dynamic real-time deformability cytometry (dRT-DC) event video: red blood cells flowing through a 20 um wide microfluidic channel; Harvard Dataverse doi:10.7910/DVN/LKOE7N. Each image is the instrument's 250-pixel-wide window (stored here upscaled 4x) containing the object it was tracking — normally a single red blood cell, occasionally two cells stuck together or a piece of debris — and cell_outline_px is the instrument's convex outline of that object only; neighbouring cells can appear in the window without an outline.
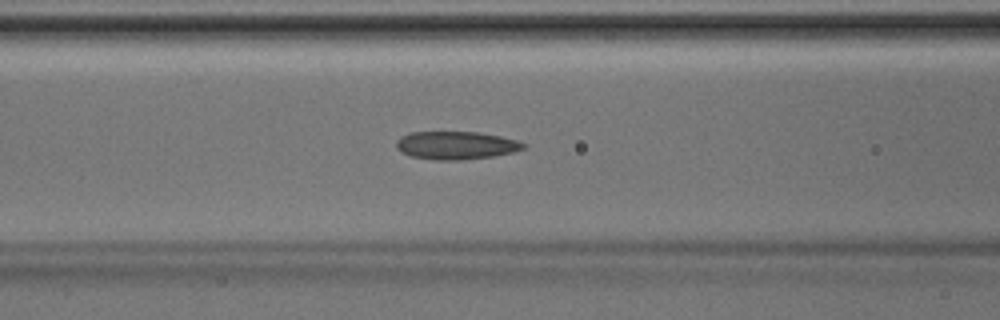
{"species": "Egyptian fruit bat (a non-hibernating species)", "species_latin": "Rousettus aegyptiacus", "temperature_condition": "room temperature", "stored_images_in_passage": 46, "camera_frame_rate_fps": 3000, "um_per_image_px": 0.085, "animal": {"sex": "male"}, "frame": {"image": 1, "passage_image": 18, "time_ms": 5.667, "image_size_px": [1000, 320], "cell_outline_px": [[528, 144], [524, 148], [512, 152], [496, 156], [460, 160], [436, 160], [408, 156], [400, 152], [396, 148], [396, 140], [400, 136], [408, 132], [480, 132], [500, 136], [516, 140]], "centroid_in_image_um": [38.72, 12.35], "position_along_channel_um": 127.9, "area_um2": 21.04}}
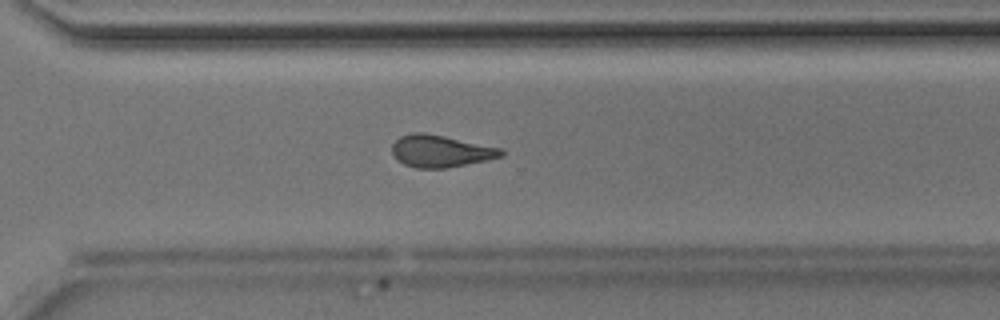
{"frame": {"image": 2, "passage_image": 32, "time_ms": 10.333, "image_size_px": [1000, 320], "cell_outline_px": [[504, 152], [500, 156], [488, 160], [444, 168], [416, 168], [404, 164], [396, 160], [392, 152], [392, 144], [400, 136], [412, 132], [424, 132], [444, 136], [500, 148]], "centroid_in_image_um": [37.39, 12.84], "position_along_channel_um": 333.2, "area_um2": 20.23}}
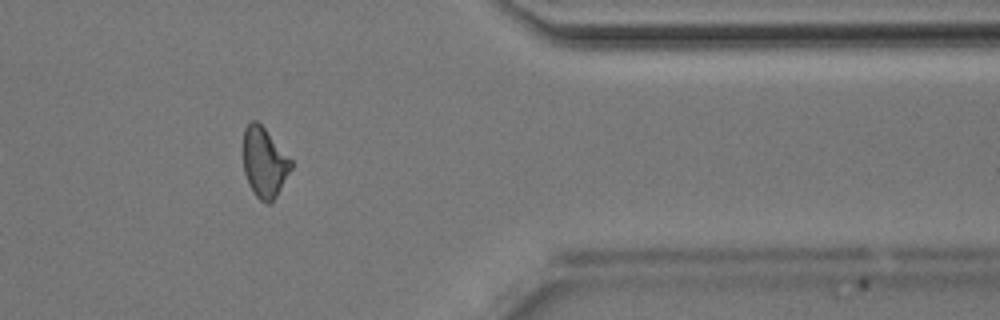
{"frame": {"image": 3, "passage_image": 37, "time_ms": 12.0, "image_size_px": [1000, 320], "cell_outline_px": [[292, 168], [276, 196], [268, 204], [260, 200], [256, 196], [244, 172], [244, 128], [252, 120], [256, 120], [264, 128], [292, 160]], "centroid_in_image_um": [22.48, 13.8], "position_along_channel_um": 388.9, "area_um2": 19.02}}